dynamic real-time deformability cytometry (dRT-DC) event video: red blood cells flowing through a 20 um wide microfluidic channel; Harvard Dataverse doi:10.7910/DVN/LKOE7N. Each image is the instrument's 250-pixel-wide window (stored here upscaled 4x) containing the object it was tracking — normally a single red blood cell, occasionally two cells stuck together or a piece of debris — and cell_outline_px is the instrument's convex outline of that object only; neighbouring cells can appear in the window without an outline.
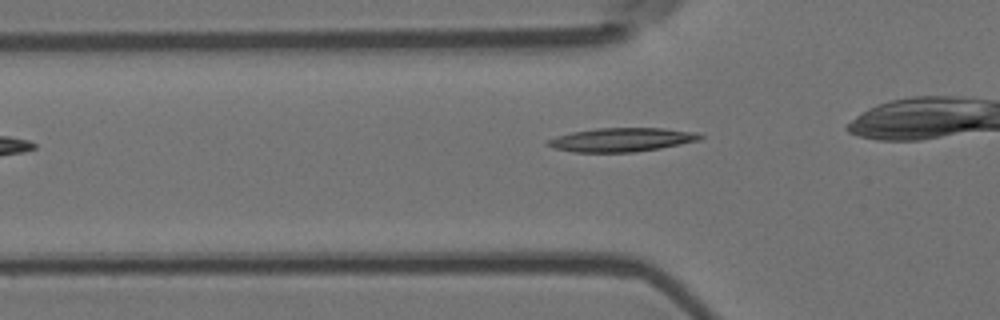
{"species": "Egyptian fruit bat (a non-hibernating species)", "species_latin": "Rousettus aegyptiacus", "temperature_condition": "room temperature", "stored_images_in_passage": 28, "camera_frame_rate_fps": 3000, "um_per_image_px": 0.085, "animal": {"sex": "female"}, "frame": {"image": 1, "passage_image": 3, "time_ms": 0.667, "image_size_px": [1000, 320], "cell_outline_px": [[704, 136], [700, 140], [660, 148], [636, 152], [572, 152], [552, 148], [544, 144], [544, 140], [556, 136], [572, 132], [596, 128], [664, 128], [692, 132]], "centroid_in_image_um": [52.74, 11.88], "position_along_channel_um": 73.1, "area_um2": 21.21}}
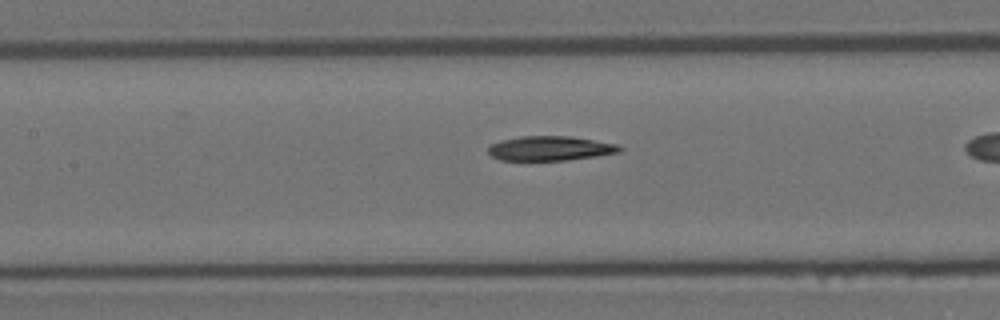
{"frame": {"image": 2, "passage_image": 10, "time_ms": 3.0, "image_size_px": [1000, 320], "cell_outline_px": [[624, 148], [620, 152], [596, 156], [568, 160], [500, 160], [492, 156], [488, 152], [488, 148], [492, 144], [504, 140], [520, 136], [572, 136], [616, 144]], "centroid_in_image_um": [46.79, 12.61], "position_along_channel_um": 160.6, "area_um2": 18.67}}
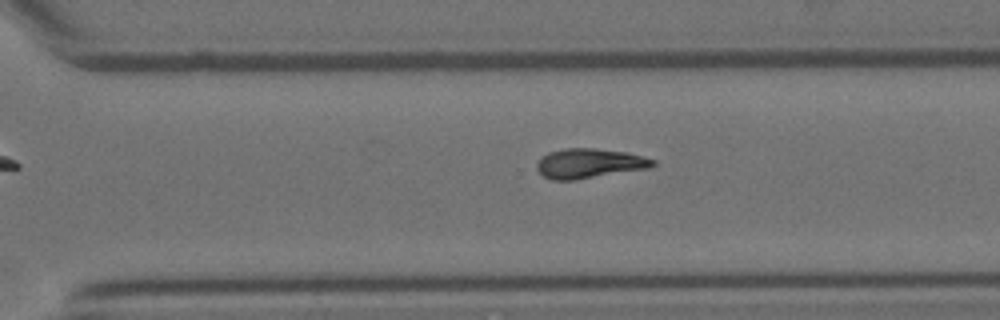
{"frame": {"image": 3, "passage_image": 23, "time_ms": 7.333, "image_size_px": [1000, 320], "cell_outline_px": [[656, 164], [648, 168], [576, 180], [552, 180], [544, 176], [536, 168], [536, 164], [548, 152], [564, 148], [592, 148], [624, 152], [656, 160]], "centroid_in_image_um": [50.07, 13.89], "position_along_channel_um": 320.5, "area_um2": 19.83}}